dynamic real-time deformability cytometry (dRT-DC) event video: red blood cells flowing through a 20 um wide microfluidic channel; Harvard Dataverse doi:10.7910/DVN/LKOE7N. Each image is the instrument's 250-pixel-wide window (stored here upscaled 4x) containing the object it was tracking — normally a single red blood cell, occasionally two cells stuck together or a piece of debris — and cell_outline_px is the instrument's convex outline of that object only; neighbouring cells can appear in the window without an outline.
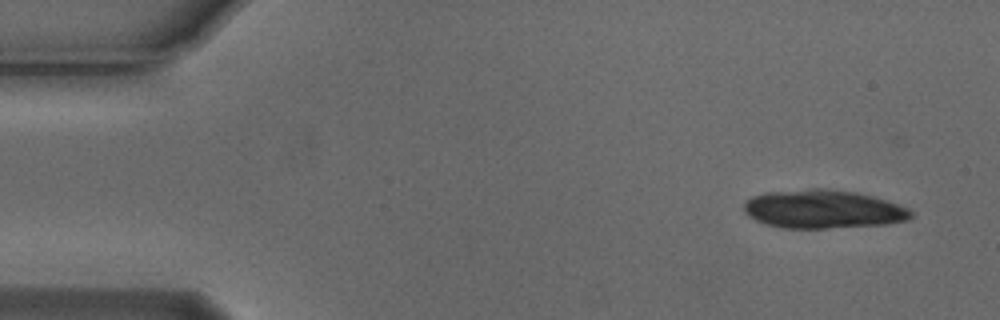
{"species": "Egyptian fruit bat (a non-hibernating species)", "species_latin": "Rousettus aegyptiacus", "temperature_condition": "cold", "stored_images_in_passage": 5, "camera_frame_rate_fps": 3000, "um_per_image_px": 0.085, "animal": {"sex": "male"}, "frame": {"image": 1, "passage_image": 1, "time_ms": 0.0, "image_size_px": [1000, 320], "cell_outline_px": [[916, 212], [908, 220], [888, 224], [828, 228], [784, 228], [768, 224], [756, 220], [748, 216], [744, 212], [744, 204], [752, 196], [764, 192], [816, 188], [828, 188], [856, 192], [872, 196], [908, 208]], "centroid_in_image_um": [69.98, 17.77], "position_along_channel_um": 15.0, "area_um2": 37.57}}